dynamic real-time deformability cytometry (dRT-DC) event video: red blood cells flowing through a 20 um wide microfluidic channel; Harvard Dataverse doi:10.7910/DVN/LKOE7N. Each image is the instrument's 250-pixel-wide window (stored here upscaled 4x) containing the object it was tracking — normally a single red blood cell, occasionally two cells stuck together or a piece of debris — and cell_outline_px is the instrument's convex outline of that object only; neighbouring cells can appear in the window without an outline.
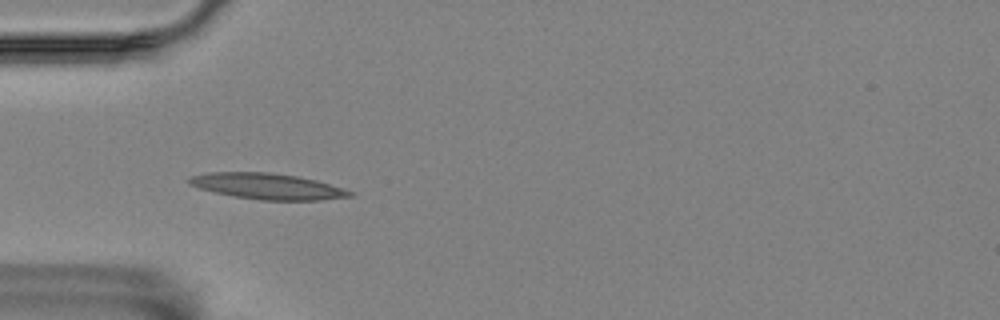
{"species": "Egyptian fruit bat (a non-hibernating species)", "species_latin": "Rousettus aegyptiacus", "temperature_condition": "room temperature", "stored_images_in_passage": 5, "camera_frame_rate_fps": 3000, "um_per_image_px": 0.085, "animal": {"sex": "female"}, "frame": {"image": 1, "passage_image": 4, "time_ms": 1.0, "image_size_px": [1000, 320], "cell_outline_px": [[356, 196], [320, 200], [260, 200], [236, 196], [216, 192], [200, 188], [188, 184], [188, 176], [208, 172], [268, 172], [296, 176], [316, 180], [344, 188], [352, 192]], "centroid_in_image_um": [22.74, 15.83], "position_along_channel_um": 62.3, "area_um2": 24.22}}